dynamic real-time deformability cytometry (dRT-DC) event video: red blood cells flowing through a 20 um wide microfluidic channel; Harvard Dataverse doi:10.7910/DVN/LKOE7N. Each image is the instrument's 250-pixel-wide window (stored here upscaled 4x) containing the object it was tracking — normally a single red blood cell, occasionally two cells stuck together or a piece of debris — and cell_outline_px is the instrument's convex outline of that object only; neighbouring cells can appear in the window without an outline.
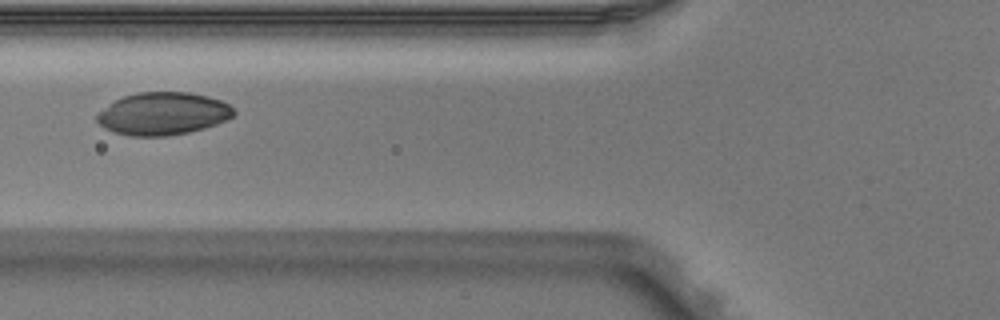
{"species": "Egyptian fruit bat (a non-hibernating species)", "species_latin": "Rousettus aegyptiacus", "temperature_condition": "warm", "stored_images_in_passage": 3, "camera_frame_rate_fps": 3000, "um_per_image_px": 0.085, "animal": {"sex": "male"}, "frame": {"image": 1, "passage_image": 2, "time_ms": 0.333, "image_size_px": [1000, 320], "cell_outline_px": [[236, 112], [228, 120], [204, 128], [188, 132], [168, 136], [132, 136], [116, 132], [104, 128], [96, 120], [96, 116], [100, 112], [116, 100], [124, 96], [136, 92], [188, 92], [208, 96], [220, 100], [236, 108]], "centroid_in_image_um": [13.9, 9.66], "position_along_channel_um": 111.9, "area_um2": 33.87}}
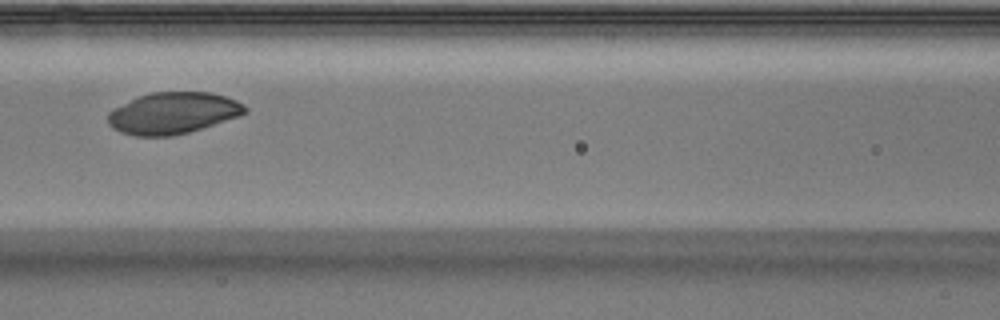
{"frame": {"image": 2, "passage_image": 3, "time_ms": 0.667, "image_size_px": [1000, 320], "cell_outline_px": [[248, 112], [240, 116], [188, 132], [172, 136], [136, 136], [120, 132], [112, 128], [108, 124], [108, 112], [112, 108], [140, 96], [152, 92], [208, 92], [224, 96], [236, 100], [244, 104], [248, 108]], "centroid_in_image_um": [14.7, 9.62], "position_along_channel_um": 151.9, "area_um2": 33.18}}